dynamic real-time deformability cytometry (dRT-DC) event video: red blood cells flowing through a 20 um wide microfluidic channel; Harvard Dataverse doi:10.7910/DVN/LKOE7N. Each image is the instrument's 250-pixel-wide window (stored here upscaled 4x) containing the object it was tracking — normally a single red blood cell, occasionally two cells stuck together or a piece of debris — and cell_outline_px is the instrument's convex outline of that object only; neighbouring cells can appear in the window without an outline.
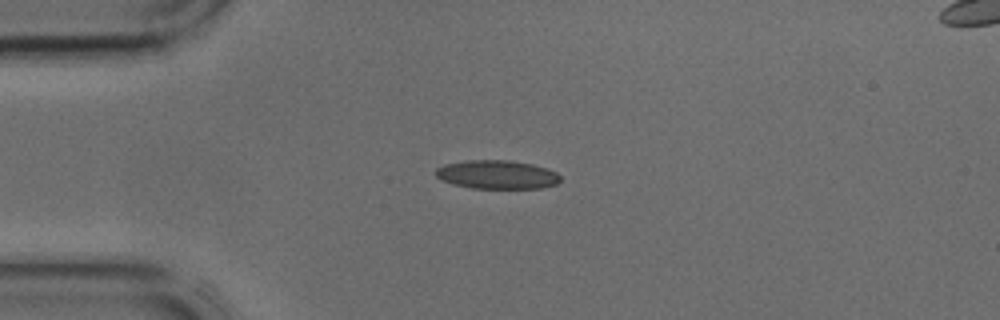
{"species": "common noctule bat (a hibernating species)", "species_latin": "Nyctalus noctula", "temperature_condition": "cold", "stored_images_in_passage": 33, "camera_frame_rate_fps": 3000, "um_per_image_px": 0.085, "animal": {"sex": "male", "body_mass_g": 17.9, "forearm_length_mm": 54.2}, "frame": {"image": 1, "passage_image": 1, "time_ms": 0.0, "image_size_px": [1000, 320], "cell_outline_px": [[560, 180], [556, 184], [540, 188], [472, 188], [452, 184], [440, 180], [436, 176], [436, 168], [444, 164], [468, 160], [508, 160], [532, 164], [548, 168], [556, 172], [560, 176]], "centroid_in_image_um": [42.23, 14.84], "position_along_channel_um": 42.8, "area_um2": 20.87}}
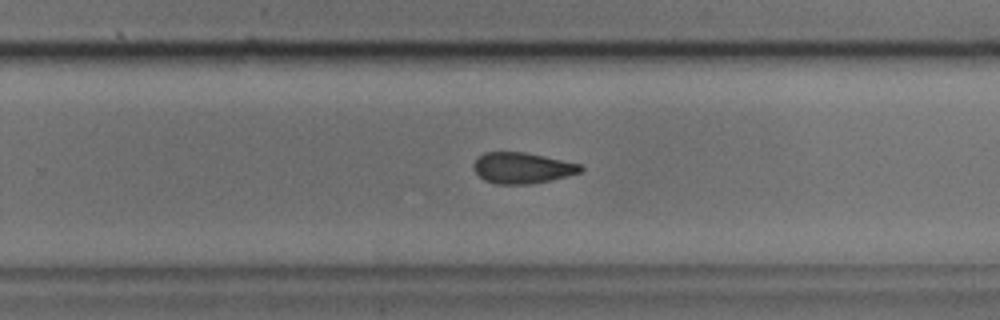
{"frame": {"image": 2, "passage_image": 18, "time_ms": 5.667, "image_size_px": [1000, 320], "cell_outline_px": [[584, 168], [580, 172], [568, 176], [532, 184], [496, 184], [484, 180], [476, 172], [472, 164], [484, 152], [524, 152], [584, 164]], "centroid_in_image_um": [44.43, 14.28], "position_along_channel_um": 285.4, "area_um2": 19.36}}
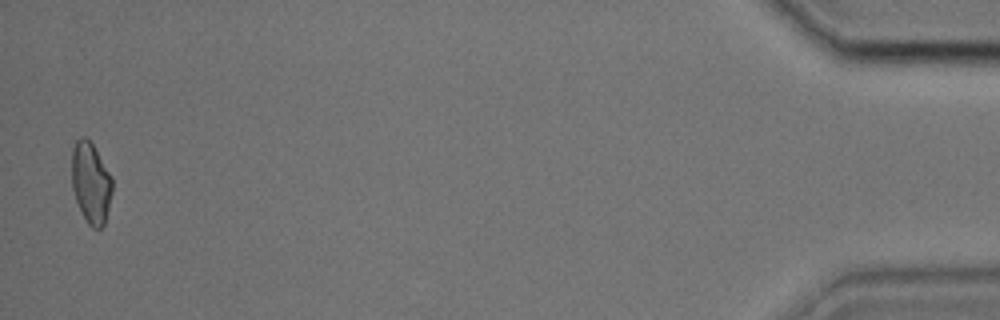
{"frame": {"image": 3, "passage_image": 33, "time_ms": 10.667, "image_size_px": [1000, 320], "cell_outline_px": [[112, 192], [104, 224], [100, 228], [92, 228], [88, 224], [76, 200], [72, 188], [72, 148], [76, 140], [80, 136], [84, 136], [92, 144], [112, 176]], "centroid_in_image_um": [7.72, 15.52], "position_along_channel_um": 427.5, "area_um2": 18.96}}